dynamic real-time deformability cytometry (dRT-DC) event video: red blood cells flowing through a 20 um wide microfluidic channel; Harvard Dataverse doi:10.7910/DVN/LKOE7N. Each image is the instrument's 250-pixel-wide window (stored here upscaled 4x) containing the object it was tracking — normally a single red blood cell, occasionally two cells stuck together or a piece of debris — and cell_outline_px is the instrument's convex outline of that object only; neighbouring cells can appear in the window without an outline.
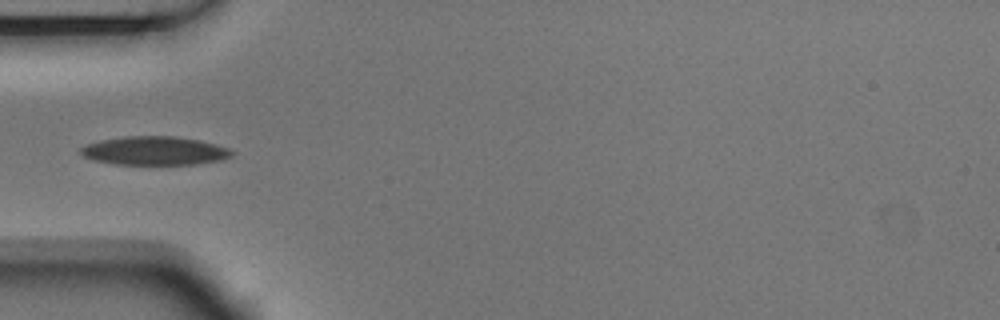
{"species": "Egyptian fruit bat (a non-hibernating species)", "species_latin": "Rousettus aegyptiacus", "temperature_condition": "room temperature", "stored_images_in_passage": 3, "camera_frame_rate_fps": 3000, "um_per_image_px": 0.085, "animal": {"sex": "male"}, "frame": {"image": 1, "passage_image": 3, "time_ms": 0.667, "image_size_px": [1000, 320], "cell_outline_px": [[236, 152], [232, 156], [220, 160], [196, 164], [116, 164], [96, 160], [84, 156], [80, 152], [80, 148], [88, 144], [100, 140], [124, 136], [176, 136], [200, 140], [216, 144], [228, 148]], "centroid_in_image_um": [13.19, 12.8], "position_along_channel_um": 71.8, "area_um2": 25.14}}